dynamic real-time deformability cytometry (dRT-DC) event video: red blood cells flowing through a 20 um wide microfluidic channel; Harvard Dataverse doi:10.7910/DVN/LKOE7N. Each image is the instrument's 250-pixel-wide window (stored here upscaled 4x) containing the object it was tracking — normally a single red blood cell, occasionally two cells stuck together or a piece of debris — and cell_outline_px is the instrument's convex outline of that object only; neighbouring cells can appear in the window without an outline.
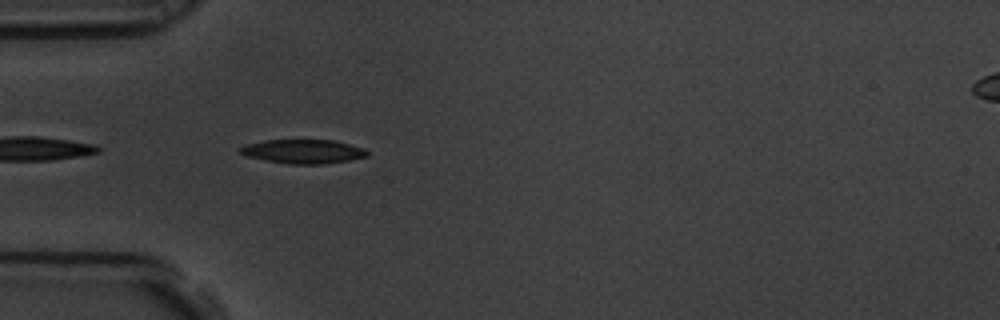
{"species": "common noctule bat (a hibernating species)", "species_latin": "Nyctalus noctula", "temperature_condition": "room temperature", "stored_images_in_passage": 13, "camera_frame_rate_fps": 3000, "um_per_image_px": 0.085, "animal": {"sex": "male", "body_mass_g": 19.5, "forearm_length_mm": 54.6}, "frame": {"image": 1, "passage_image": 3, "time_ms": 0.667, "image_size_px": [1000, 320], "cell_outline_px": [[368, 156], [348, 160], [324, 164], [288, 164], [248, 156], [240, 152], [236, 148], [248, 144], [264, 140], [332, 140], [364, 148], [368, 152]], "centroid_in_image_um": [25.77, 12.87], "position_along_channel_um": 59.2, "area_um2": 17.57}}
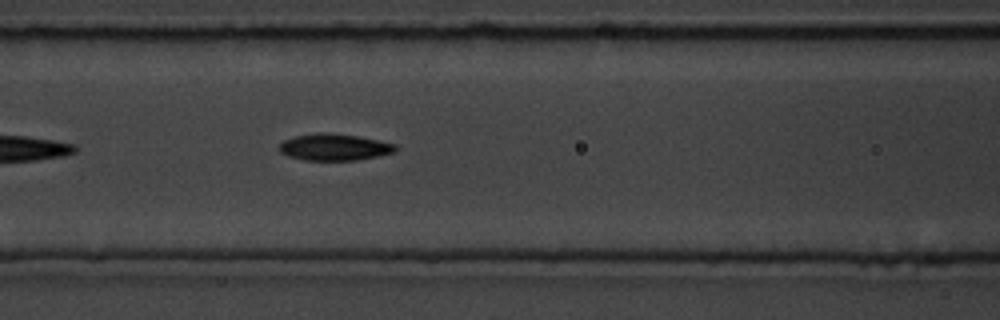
{"frame": {"image": 2, "passage_image": 10, "time_ms": 3.0, "image_size_px": [1000, 320], "cell_outline_px": [[396, 152], [356, 160], [304, 160], [288, 156], [280, 152], [280, 144], [284, 140], [296, 136], [320, 132], [324, 132], [356, 136], [396, 144]], "centroid_in_image_um": [28.41, 12.51], "position_along_channel_um": 138.2, "area_um2": 17.8}}